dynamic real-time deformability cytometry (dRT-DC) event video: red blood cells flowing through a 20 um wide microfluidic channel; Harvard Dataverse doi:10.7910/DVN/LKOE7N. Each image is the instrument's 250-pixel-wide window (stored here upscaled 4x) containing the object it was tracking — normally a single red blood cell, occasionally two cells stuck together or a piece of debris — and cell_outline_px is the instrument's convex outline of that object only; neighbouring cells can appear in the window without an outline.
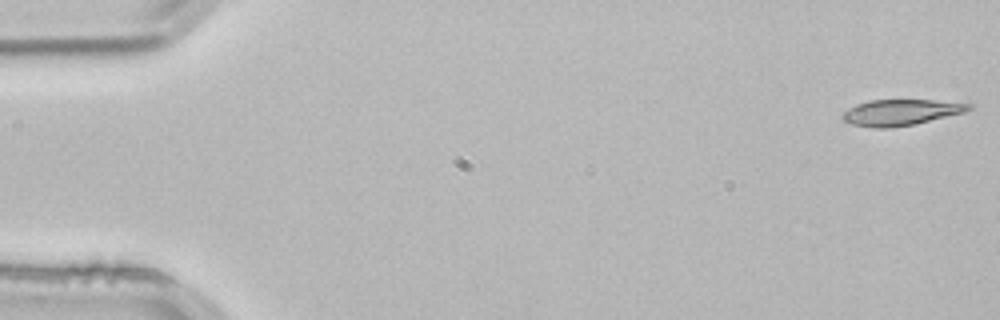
{"species": "common noctule bat (a hibernating species)", "species_latin": "Nyctalus noctula", "temperature_condition": "room temperature", "stored_images_in_passage": 53, "camera_frame_rate_fps": 3000, "um_per_image_px": 0.085, "animal": {"sex": "male", "body_mass_g": 21.5, "forearm_length_mm": 52.0}, "frame": {"image": 1, "passage_image": 1, "time_ms": 0.0, "image_size_px": [1000, 320], "cell_outline_px": [[972, 108], [964, 112], [916, 124], [892, 128], [872, 128], [852, 124], [844, 120], [840, 116], [848, 108], [856, 104], [868, 100], [932, 100], [972, 104]], "centroid_in_image_um": [76.53, 9.56], "position_along_channel_um": 8.5, "area_um2": 19.13}}
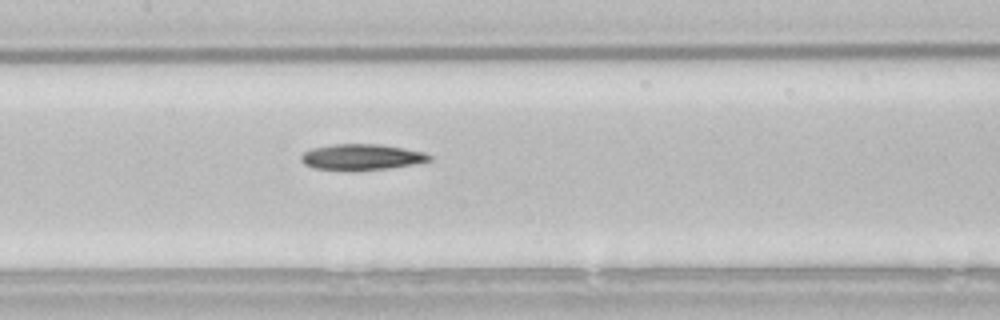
{"frame": {"image": 2, "passage_image": 25, "time_ms": 8.0, "image_size_px": [1000, 320], "cell_outline_px": [[432, 160], [412, 164], [388, 168], [312, 168], [304, 164], [300, 160], [300, 156], [304, 152], [312, 148], [332, 144], [380, 144], [404, 148], [424, 152], [432, 156]], "centroid_in_image_um": [30.74, 13.3], "position_along_channel_um": 176.7, "area_um2": 18.67}}
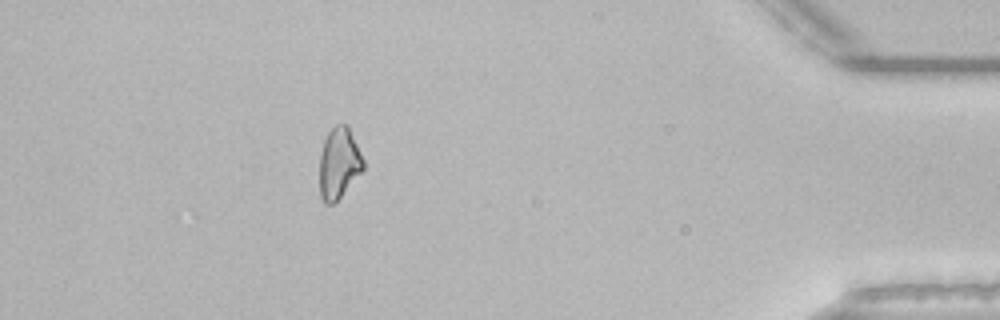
{"frame": {"image": 3, "passage_image": 47, "time_ms": 15.333, "image_size_px": [1000, 320], "cell_outline_px": [[364, 168], [340, 196], [332, 204], [324, 204], [320, 196], [320, 156], [324, 140], [328, 132], [336, 124], [348, 124], [364, 160]], "centroid_in_image_um": [28.8, 13.84], "position_along_channel_um": 406.4, "area_um2": 17.92}}